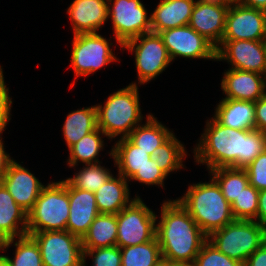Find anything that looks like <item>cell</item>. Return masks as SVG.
<instances>
[{
  "label": "cell",
  "instance_id": "obj_34",
  "mask_svg": "<svg viewBox=\"0 0 266 266\" xmlns=\"http://www.w3.org/2000/svg\"><path fill=\"white\" fill-rule=\"evenodd\" d=\"M259 190L248 184L231 204L235 220L257 221Z\"/></svg>",
  "mask_w": 266,
  "mask_h": 266
},
{
  "label": "cell",
  "instance_id": "obj_39",
  "mask_svg": "<svg viewBox=\"0 0 266 266\" xmlns=\"http://www.w3.org/2000/svg\"><path fill=\"white\" fill-rule=\"evenodd\" d=\"M12 99L9 96V88H7L2 66H0V131H5V128L11 120Z\"/></svg>",
  "mask_w": 266,
  "mask_h": 266
},
{
  "label": "cell",
  "instance_id": "obj_27",
  "mask_svg": "<svg viewBox=\"0 0 266 266\" xmlns=\"http://www.w3.org/2000/svg\"><path fill=\"white\" fill-rule=\"evenodd\" d=\"M117 229L116 214H99L81 239L82 249L115 246Z\"/></svg>",
  "mask_w": 266,
  "mask_h": 266
},
{
  "label": "cell",
  "instance_id": "obj_43",
  "mask_svg": "<svg viewBox=\"0 0 266 266\" xmlns=\"http://www.w3.org/2000/svg\"><path fill=\"white\" fill-rule=\"evenodd\" d=\"M3 131H0V180L3 177L9 163L13 160L12 157L5 151L3 138L1 134Z\"/></svg>",
  "mask_w": 266,
  "mask_h": 266
},
{
  "label": "cell",
  "instance_id": "obj_28",
  "mask_svg": "<svg viewBox=\"0 0 266 266\" xmlns=\"http://www.w3.org/2000/svg\"><path fill=\"white\" fill-rule=\"evenodd\" d=\"M96 128L97 116L95 105L70 112L62 128L68 149Z\"/></svg>",
  "mask_w": 266,
  "mask_h": 266
},
{
  "label": "cell",
  "instance_id": "obj_16",
  "mask_svg": "<svg viewBox=\"0 0 266 266\" xmlns=\"http://www.w3.org/2000/svg\"><path fill=\"white\" fill-rule=\"evenodd\" d=\"M0 182L6 187L15 202L27 213L33 208L45 186L24 166L12 160Z\"/></svg>",
  "mask_w": 266,
  "mask_h": 266
},
{
  "label": "cell",
  "instance_id": "obj_47",
  "mask_svg": "<svg viewBox=\"0 0 266 266\" xmlns=\"http://www.w3.org/2000/svg\"><path fill=\"white\" fill-rule=\"evenodd\" d=\"M265 14V30H266V11H264Z\"/></svg>",
  "mask_w": 266,
  "mask_h": 266
},
{
  "label": "cell",
  "instance_id": "obj_26",
  "mask_svg": "<svg viewBox=\"0 0 266 266\" xmlns=\"http://www.w3.org/2000/svg\"><path fill=\"white\" fill-rule=\"evenodd\" d=\"M12 244L15 246L14 258L0 254V260L6 266H43L40 248L30 235L0 242V251H7Z\"/></svg>",
  "mask_w": 266,
  "mask_h": 266
},
{
  "label": "cell",
  "instance_id": "obj_46",
  "mask_svg": "<svg viewBox=\"0 0 266 266\" xmlns=\"http://www.w3.org/2000/svg\"><path fill=\"white\" fill-rule=\"evenodd\" d=\"M216 1L223 2L228 5H235V4L240 3V0H216Z\"/></svg>",
  "mask_w": 266,
  "mask_h": 266
},
{
  "label": "cell",
  "instance_id": "obj_45",
  "mask_svg": "<svg viewBox=\"0 0 266 266\" xmlns=\"http://www.w3.org/2000/svg\"><path fill=\"white\" fill-rule=\"evenodd\" d=\"M155 266H181L165 258H161Z\"/></svg>",
  "mask_w": 266,
  "mask_h": 266
},
{
  "label": "cell",
  "instance_id": "obj_32",
  "mask_svg": "<svg viewBox=\"0 0 266 266\" xmlns=\"http://www.w3.org/2000/svg\"><path fill=\"white\" fill-rule=\"evenodd\" d=\"M121 266H155L162 258L157 237L143 244L120 248Z\"/></svg>",
  "mask_w": 266,
  "mask_h": 266
},
{
  "label": "cell",
  "instance_id": "obj_48",
  "mask_svg": "<svg viewBox=\"0 0 266 266\" xmlns=\"http://www.w3.org/2000/svg\"><path fill=\"white\" fill-rule=\"evenodd\" d=\"M264 42V46H265V50H266V38L263 40Z\"/></svg>",
  "mask_w": 266,
  "mask_h": 266
},
{
  "label": "cell",
  "instance_id": "obj_49",
  "mask_svg": "<svg viewBox=\"0 0 266 266\" xmlns=\"http://www.w3.org/2000/svg\"><path fill=\"white\" fill-rule=\"evenodd\" d=\"M0 266H6V265L0 260Z\"/></svg>",
  "mask_w": 266,
  "mask_h": 266
},
{
  "label": "cell",
  "instance_id": "obj_3",
  "mask_svg": "<svg viewBox=\"0 0 266 266\" xmlns=\"http://www.w3.org/2000/svg\"><path fill=\"white\" fill-rule=\"evenodd\" d=\"M177 200L207 236L235 221L231 204L212 177L208 182L188 185L187 192Z\"/></svg>",
  "mask_w": 266,
  "mask_h": 266
},
{
  "label": "cell",
  "instance_id": "obj_31",
  "mask_svg": "<svg viewBox=\"0 0 266 266\" xmlns=\"http://www.w3.org/2000/svg\"><path fill=\"white\" fill-rule=\"evenodd\" d=\"M186 156L187 151L184 144L173 133L153 151L151 158L158 163V168L168 176L171 172H176L185 167L183 160Z\"/></svg>",
  "mask_w": 266,
  "mask_h": 266
},
{
  "label": "cell",
  "instance_id": "obj_37",
  "mask_svg": "<svg viewBox=\"0 0 266 266\" xmlns=\"http://www.w3.org/2000/svg\"><path fill=\"white\" fill-rule=\"evenodd\" d=\"M167 179V175L158 168V163L152 158L148 160V163L140 170H138L130 181H138L145 185H158V187L164 188V180Z\"/></svg>",
  "mask_w": 266,
  "mask_h": 266
},
{
  "label": "cell",
  "instance_id": "obj_1",
  "mask_svg": "<svg viewBox=\"0 0 266 266\" xmlns=\"http://www.w3.org/2000/svg\"><path fill=\"white\" fill-rule=\"evenodd\" d=\"M193 149L194 160L207 170L219 167L244 169L266 150V134L253 130H237L220 124L214 117Z\"/></svg>",
  "mask_w": 266,
  "mask_h": 266
},
{
  "label": "cell",
  "instance_id": "obj_4",
  "mask_svg": "<svg viewBox=\"0 0 266 266\" xmlns=\"http://www.w3.org/2000/svg\"><path fill=\"white\" fill-rule=\"evenodd\" d=\"M137 82L110 94L104 103L95 105L97 127L108 139L125 138L141 124L143 114L139 102Z\"/></svg>",
  "mask_w": 266,
  "mask_h": 266
},
{
  "label": "cell",
  "instance_id": "obj_17",
  "mask_svg": "<svg viewBox=\"0 0 266 266\" xmlns=\"http://www.w3.org/2000/svg\"><path fill=\"white\" fill-rule=\"evenodd\" d=\"M221 89L225 99L256 102L266 94V76L234 68L225 70Z\"/></svg>",
  "mask_w": 266,
  "mask_h": 266
},
{
  "label": "cell",
  "instance_id": "obj_15",
  "mask_svg": "<svg viewBox=\"0 0 266 266\" xmlns=\"http://www.w3.org/2000/svg\"><path fill=\"white\" fill-rule=\"evenodd\" d=\"M229 5L216 0H196L188 25L217 47L224 35Z\"/></svg>",
  "mask_w": 266,
  "mask_h": 266
},
{
  "label": "cell",
  "instance_id": "obj_13",
  "mask_svg": "<svg viewBox=\"0 0 266 266\" xmlns=\"http://www.w3.org/2000/svg\"><path fill=\"white\" fill-rule=\"evenodd\" d=\"M227 61L234 68L266 76L264 42L251 40H221L216 47V61Z\"/></svg>",
  "mask_w": 266,
  "mask_h": 266
},
{
  "label": "cell",
  "instance_id": "obj_10",
  "mask_svg": "<svg viewBox=\"0 0 266 266\" xmlns=\"http://www.w3.org/2000/svg\"><path fill=\"white\" fill-rule=\"evenodd\" d=\"M38 244L43 266H83L81 239L69 231L27 232Z\"/></svg>",
  "mask_w": 266,
  "mask_h": 266
},
{
  "label": "cell",
  "instance_id": "obj_23",
  "mask_svg": "<svg viewBox=\"0 0 266 266\" xmlns=\"http://www.w3.org/2000/svg\"><path fill=\"white\" fill-rule=\"evenodd\" d=\"M122 175H112L94 194L100 214H117L134 199L130 198V189Z\"/></svg>",
  "mask_w": 266,
  "mask_h": 266
},
{
  "label": "cell",
  "instance_id": "obj_25",
  "mask_svg": "<svg viewBox=\"0 0 266 266\" xmlns=\"http://www.w3.org/2000/svg\"><path fill=\"white\" fill-rule=\"evenodd\" d=\"M145 124H139L127 138L137 147L152 156L153 151L164 143L174 132L159 122L153 114L146 115Z\"/></svg>",
  "mask_w": 266,
  "mask_h": 266
},
{
  "label": "cell",
  "instance_id": "obj_18",
  "mask_svg": "<svg viewBox=\"0 0 266 266\" xmlns=\"http://www.w3.org/2000/svg\"><path fill=\"white\" fill-rule=\"evenodd\" d=\"M69 218L66 231L82 239L89 226L100 214L96 205L95 194L90 191L74 188L68 182Z\"/></svg>",
  "mask_w": 266,
  "mask_h": 266
},
{
  "label": "cell",
  "instance_id": "obj_42",
  "mask_svg": "<svg viewBox=\"0 0 266 266\" xmlns=\"http://www.w3.org/2000/svg\"><path fill=\"white\" fill-rule=\"evenodd\" d=\"M257 222L266 228V190L259 191Z\"/></svg>",
  "mask_w": 266,
  "mask_h": 266
},
{
  "label": "cell",
  "instance_id": "obj_6",
  "mask_svg": "<svg viewBox=\"0 0 266 266\" xmlns=\"http://www.w3.org/2000/svg\"><path fill=\"white\" fill-rule=\"evenodd\" d=\"M208 241L227 257L241 262L266 242V228L257 221L235 220L208 236Z\"/></svg>",
  "mask_w": 266,
  "mask_h": 266
},
{
  "label": "cell",
  "instance_id": "obj_14",
  "mask_svg": "<svg viewBox=\"0 0 266 266\" xmlns=\"http://www.w3.org/2000/svg\"><path fill=\"white\" fill-rule=\"evenodd\" d=\"M266 38L264 11L242 5H229L222 40L262 41Z\"/></svg>",
  "mask_w": 266,
  "mask_h": 266
},
{
  "label": "cell",
  "instance_id": "obj_38",
  "mask_svg": "<svg viewBox=\"0 0 266 266\" xmlns=\"http://www.w3.org/2000/svg\"><path fill=\"white\" fill-rule=\"evenodd\" d=\"M244 169L248 174L250 185L259 191L266 190V150Z\"/></svg>",
  "mask_w": 266,
  "mask_h": 266
},
{
  "label": "cell",
  "instance_id": "obj_30",
  "mask_svg": "<svg viewBox=\"0 0 266 266\" xmlns=\"http://www.w3.org/2000/svg\"><path fill=\"white\" fill-rule=\"evenodd\" d=\"M209 175L219 185L225 199L232 204L235 198L249 184V177L245 169L219 167L208 170Z\"/></svg>",
  "mask_w": 266,
  "mask_h": 266
},
{
  "label": "cell",
  "instance_id": "obj_11",
  "mask_svg": "<svg viewBox=\"0 0 266 266\" xmlns=\"http://www.w3.org/2000/svg\"><path fill=\"white\" fill-rule=\"evenodd\" d=\"M108 19L120 47L130 39L151 32V16L141 0H108Z\"/></svg>",
  "mask_w": 266,
  "mask_h": 266
},
{
  "label": "cell",
  "instance_id": "obj_36",
  "mask_svg": "<svg viewBox=\"0 0 266 266\" xmlns=\"http://www.w3.org/2000/svg\"><path fill=\"white\" fill-rule=\"evenodd\" d=\"M83 266H86V257H92L91 266H121L122 254L117 245L104 248L82 249Z\"/></svg>",
  "mask_w": 266,
  "mask_h": 266
},
{
  "label": "cell",
  "instance_id": "obj_29",
  "mask_svg": "<svg viewBox=\"0 0 266 266\" xmlns=\"http://www.w3.org/2000/svg\"><path fill=\"white\" fill-rule=\"evenodd\" d=\"M101 135V136H100ZM106 134L98 127L83 136L77 143L69 148L67 164L70 168L76 167L79 162L84 165L102 163L99 161V153L104 149Z\"/></svg>",
  "mask_w": 266,
  "mask_h": 266
},
{
  "label": "cell",
  "instance_id": "obj_33",
  "mask_svg": "<svg viewBox=\"0 0 266 266\" xmlns=\"http://www.w3.org/2000/svg\"><path fill=\"white\" fill-rule=\"evenodd\" d=\"M100 163L84 165L66 180L77 189L95 193L113 174Z\"/></svg>",
  "mask_w": 266,
  "mask_h": 266
},
{
  "label": "cell",
  "instance_id": "obj_24",
  "mask_svg": "<svg viewBox=\"0 0 266 266\" xmlns=\"http://www.w3.org/2000/svg\"><path fill=\"white\" fill-rule=\"evenodd\" d=\"M109 156L114 159V165L118 168V174L128 181L151 159V155L140 147L135 146L127 137L116 141L109 152Z\"/></svg>",
  "mask_w": 266,
  "mask_h": 266
},
{
  "label": "cell",
  "instance_id": "obj_20",
  "mask_svg": "<svg viewBox=\"0 0 266 266\" xmlns=\"http://www.w3.org/2000/svg\"><path fill=\"white\" fill-rule=\"evenodd\" d=\"M196 0H160L151 13V32L188 25Z\"/></svg>",
  "mask_w": 266,
  "mask_h": 266
},
{
  "label": "cell",
  "instance_id": "obj_12",
  "mask_svg": "<svg viewBox=\"0 0 266 266\" xmlns=\"http://www.w3.org/2000/svg\"><path fill=\"white\" fill-rule=\"evenodd\" d=\"M159 35L171 61L176 57L216 61V47L189 25L167 29Z\"/></svg>",
  "mask_w": 266,
  "mask_h": 266
},
{
  "label": "cell",
  "instance_id": "obj_40",
  "mask_svg": "<svg viewBox=\"0 0 266 266\" xmlns=\"http://www.w3.org/2000/svg\"><path fill=\"white\" fill-rule=\"evenodd\" d=\"M255 129L266 134V94L255 102Z\"/></svg>",
  "mask_w": 266,
  "mask_h": 266
},
{
  "label": "cell",
  "instance_id": "obj_9",
  "mask_svg": "<svg viewBox=\"0 0 266 266\" xmlns=\"http://www.w3.org/2000/svg\"><path fill=\"white\" fill-rule=\"evenodd\" d=\"M112 45L98 32L75 34L70 56L75 78L89 76L109 63L119 61L110 48Z\"/></svg>",
  "mask_w": 266,
  "mask_h": 266
},
{
  "label": "cell",
  "instance_id": "obj_8",
  "mask_svg": "<svg viewBox=\"0 0 266 266\" xmlns=\"http://www.w3.org/2000/svg\"><path fill=\"white\" fill-rule=\"evenodd\" d=\"M122 49L134 53L138 84H147L171 64V59L158 33H145L124 43Z\"/></svg>",
  "mask_w": 266,
  "mask_h": 266
},
{
  "label": "cell",
  "instance_id": "obj_41",
  "mask_svg": "<svg viewBox=\"0 0 266 266\" xmlns=\"http://www.w3.org/2000/svg\"><path fill=\"white\" fill-rule=\"evenodd\" d=\"M243 266H266V242L247 258Z\"/></svg>",
  "mask_w": 266,
  "mask_h": 266
},
{
  "label": "cell",
  "instance_id": "obj_7",
  "mask_svg": "<svg viewBox=\"0 0 266 266\" xmlns=\"http://www.w3.org/2000/svg\"><path fill=\"white\" fill-rule=\"evenodd\" d=\"M157 217L137 194L128 206L116 214V245L123 248L152 241L156 237Z\"/></svg>",
  "mask_w": 266,
  "mask_h": 266
},
{
  "label": "cell",
  "instance_id": "obj_19",
  "mask_svg": "<svg viewBox=\"0 0 266 266\" xmlns=\"http://www.w3.org/2000/svg\"><path fill=\"white\" fill-rule=\"evenodd\" d=\"M66 11L73 35L97 33L108 20V0H73Z\"/></svg>",
  "mask_w": 266,
  "mask_h": 266
},
{
  "label": "cell",
  "instance_id": "obj_22",
  "mask_svg": "<svg viewBox=\"0 0 266 266\" xmlns=\"http://www.w3.org/2000/svg\"><path fill=\"white\" fill-rule=\"evenodd\" d=\"M255 102L225 99L216 105L213 117L223 126L237 130L255 129Z\"/></svg>",
  "mask_w": 266,
  "mask_h": 266
},
{
  "label": "cell",
  "instance_id": "obj_2",
  "mask_svg": "<svg viewBox=\"0 0 266 266\" xmlns=\"http://www.w3.org/2000/svg\"><path fill=\"white\" fill-rule=\"evenodd\" d=\"M159 218L156 237L162 258L181 266H192L208 236L177 199L161 204Z\"/></svg>",
  "mask_w": 266,
  "mask_h": 266
},
{
  "label": "cell",
  "instance_id": "obj_35",
  "mask_svg": "<svg viewBox=\"0 0 266 266\" xmlns=\"http://www.w3.org/2000/svg\"><path fill=\"white\" fill-rule=\"evenodd\" d=\"M192 266H243V264L227 257L207 240L200 249Z\"/></svg>",
  "mask_w": 266,
  "mask_h": 266
},
{
  "label": "cell",
  "instance_id": "obj_5",
  "mask_svg": "<svg viewBox=\"0 0 266 266\" xmlns=\"http://www.w3.org/2000/svg\"><path fill=\"white\" fill-rule=\"evenodd\" d=\"M69 209L68 181L48 183L27 213V232L66 230Z\"/></svg>",
  "mask_w": 266,
  "mask_h": 266
},
{
  "label": "cell",
  "instance_id": "obj_21",
  "mask_svg": "<svg viewBox=\"0 0 266 266\" xmlns=\"http://www.w3.org/2000/svg\"><path fill=\"white\" fill-rule=\"evenodd\" d=\"M27 235V212L0 182V242Z\"/></svg>",
  "mask_w": 266,
  "mask_h": 266
},
{
  "label": "cell",
  "instance_id": "obj_44",
  "mask_svg": "<svg viewBox=\"0 0 266 266\" xmlns=\"http://www.w3.org/2000/svg\"><path fill=\"white\" fill-rule=\"evenodd\" d=\"M240 4L266 11V0H240Z\"/></svg>",
  "mask_w": 266,
  "mask_h": 266
}]
</instances>
